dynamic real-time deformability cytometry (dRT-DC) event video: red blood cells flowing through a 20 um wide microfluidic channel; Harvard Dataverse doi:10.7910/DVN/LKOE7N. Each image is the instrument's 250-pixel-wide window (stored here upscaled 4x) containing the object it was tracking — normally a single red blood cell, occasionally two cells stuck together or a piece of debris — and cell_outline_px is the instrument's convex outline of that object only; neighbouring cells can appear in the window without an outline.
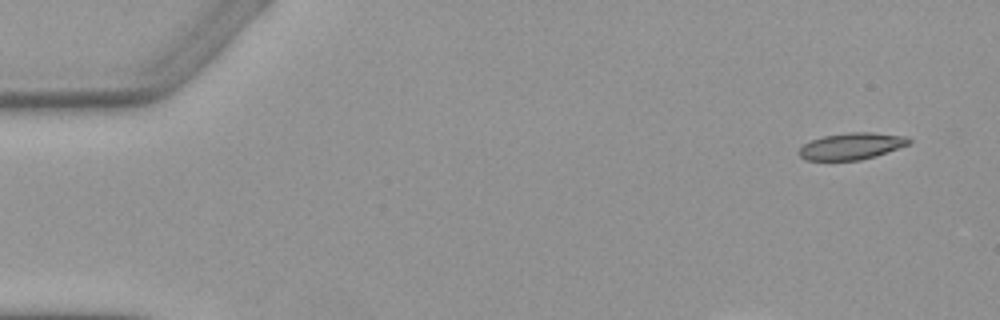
{"species": "Egyptian fruit bat (a non-hibernating species)", "species_latin": "Rousettus aegyptiacus", "temperature_condition": "warm", "stored_images_in_passage": 6, "camera_frame_rate_fps": 3000, "um_per_image_px": 0.085, "animal": {"sex": "female"}, "frame": {"image": 1, "passage_image": 1, "time_ms": 0.0, "image_size_px": [1000, 320], "cell_outline_px": [[912, 140], [908, 144], [876, 156], [860, 160], [804, 160], [800, 156], [800, 148], [804, 144], [812, 140], [824, 136], [848, 132], [872, 132], [908, 136]], "centroid_in_image_um": [72.4, 12.41], "position_along_channel_um": 12.6, "area_um2": 16.99}}
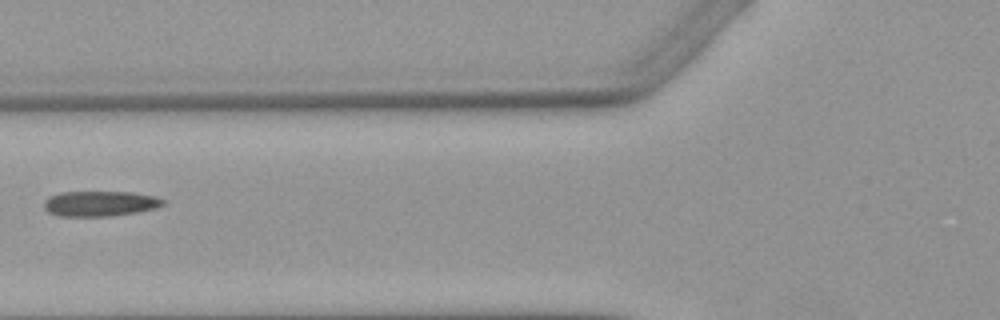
{"frame": {"image": 2, "passage_image": 5, "time_ms": 6.0, "image_size_px": [1000, 320], "cell_outline_px": [[164, 204], [152, 208], [136, 212], [108, 216], [60, 216], [48, 212], [44, 208], [44, 200], [48, 196], [60, 192], [132, 192], [156, 196], [164, 200]], "centroid_in_image_um": [8.44, 17.29], "position_along_channel_um": 117.4, "area_um2": 17.46}}
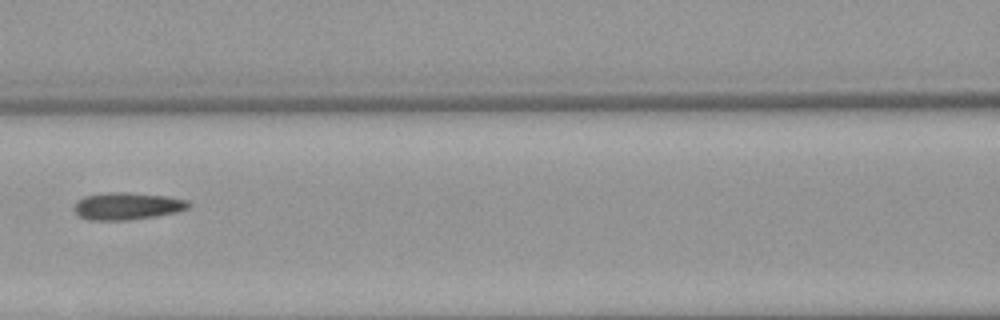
{"frame": {"image": 3, "passage_image": 6, "time_ms": 7.0, "image_size_px": [1000, 320], "cell_outline_px": [[192, 204], [188, 208], [176, 212], [156, 216], [128, 220], [88, 220], [76, 216], [72, 208], [84, 196], [108, 192], [128, 192], [164, 196], [188, 200]], "centroid_in_image_um": [10.78, 17.52], "position_along_channel_um": 155.8, "area_um2": 18.26}}